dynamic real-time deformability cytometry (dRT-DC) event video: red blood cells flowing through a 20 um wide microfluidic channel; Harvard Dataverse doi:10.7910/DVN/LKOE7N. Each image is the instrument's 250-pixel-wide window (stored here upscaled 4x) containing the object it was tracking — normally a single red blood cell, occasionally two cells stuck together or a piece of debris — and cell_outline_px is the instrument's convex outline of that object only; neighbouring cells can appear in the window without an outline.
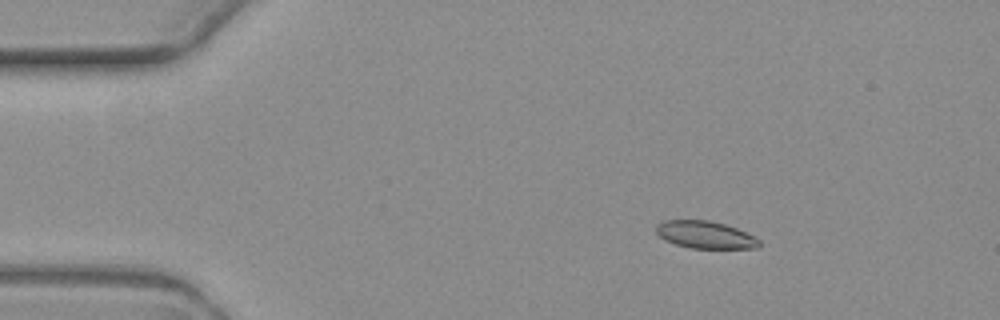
{"species": "common noctule bat (a hibernating species)", "species_latin": "Nyctalus noctula", "temperature_condition": "warm", "stored_images_in_passage": 3, "camera_frame_rate_fps": 3000, "um_per_image_px": 0.085, "animal": {"sex": "female", "body_mass_g": 19.3, "forearm_length_mm": 54.1}, "frame": {"image": 1, "passage_image": 1, "time_ms": 0.0, "image_size_px": [1000, 320], "cell_outline_px": [[760, 248], [692, 248], [676, 244], [664, 240], [656, 232], [656, 224], [664, 220], [708, 220], [724, 224], [736, 228], [760, 240]], "centroid_in_image_um": [59.92, 19.95], "position_along_channel_um": 25.1, "area_um2": 16.3}}
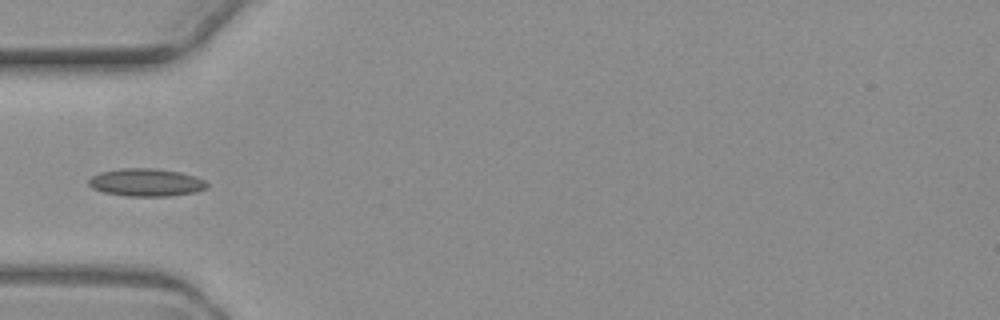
{"frame": {"image": 2, "passage_image": 3, "time_ms": 3.333, "image_size_px": [1000, 320], "cell_outline_px": [[208, 188], [196, 192], [168, 196], [128, 196], [104, 192], [92, 188], [88, 184], [88, 180], [92, 176], [100, 172], [120, 168], [152, 168], [180, 172], [196, 176], [204, 180], [208, 184]], "centroid_in_image_um": [12.43, 15.5], "position_along_channel_um": 72.6, "area_um2": 19.19}}